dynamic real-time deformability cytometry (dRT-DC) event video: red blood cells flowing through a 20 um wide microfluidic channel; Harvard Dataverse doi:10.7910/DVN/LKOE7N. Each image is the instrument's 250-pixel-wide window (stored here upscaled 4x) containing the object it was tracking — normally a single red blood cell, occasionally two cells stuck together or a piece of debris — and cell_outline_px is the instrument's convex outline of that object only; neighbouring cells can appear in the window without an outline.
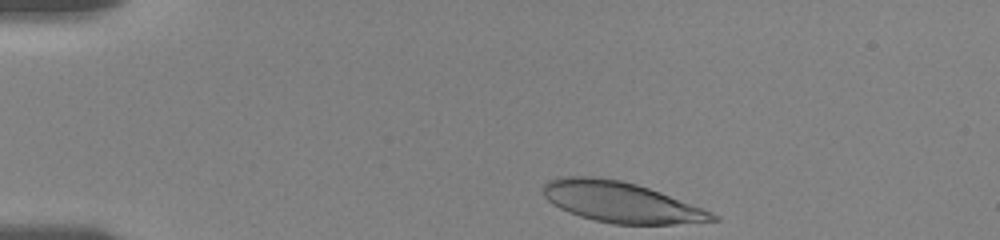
{"species": "human", "species_latin": "Homo sapiens", "temperature_condition": "room temperature", "stored_images_in_passage": 38, "camera_frame_rate_fps": 3000, "um_per_image_px": 0.085, "donor": {"sex": "female"}, "frame": {"image": 1, "passage_image": 1, "time_ms": 0.0, "image_size_px": [1000, 240], "cell_outline_px": [[720, 220], [672, 224], [612, 224], [580, 216], [568, 212], [552, 204], [544, 196], [544, 184], [548, 180], [560, 176], [592, 176], [620, 180], [636, 184], [660, 192], [712, 212], [720, 216]], "centroid_in_image_um": [52.76, 17.18], "position_along_channel_um": 32.2, "area_um2": 39.82}}
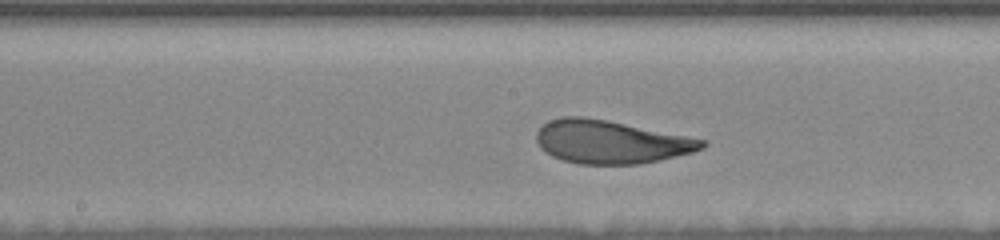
{"frame": {"image": 2, "passage_image": 20, "time_ms": 6.333, "image_size_px": [1000, 240], "cell_outline_px": [[708, 144], [704, 148], [692, 152], [640, 164], [576, 164], [560, 160], [552, 156], [540, 148], [536, 140], [536, 132], [548, 120], [564, 116], [584, 116], [708, 140]], "centroid_in_image_um": [51.88, 12.06], "position_along_channel_um": 196.3, "area_um2": 41.62}}
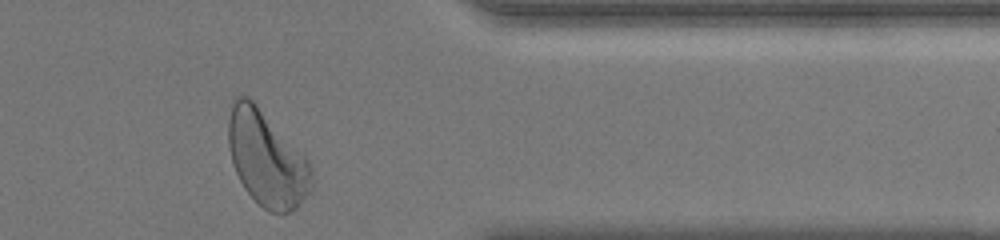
{"frame": {"image": 3, "passage_image": 37, "time_ms": 12.0, "image_size_px": [1000, 240], "cell_outline_px": [[312, 188], [300, 204], [296, 208], [284, 216], [272, 212], [264, 208], [244, 188], [236, 172], [232, 160], [228, 144], [228, 120], [232, 100], [236, 96], [248, 96], [256, 104], [312, 164]], "centroid_in_image_um": [22.67, 13.51], "position_along_channel_um": 388.7, "area_um2": 45.89}, "authors_computed_cell_mechanics": {"area_um2": 41.8761, "velocity_mm_per_s": 3.5892, "shape_relaxation_time_tau1_ms": 4.0747, "shape_relaxation_time_tau2_ms": 0.7764, "deformation_change_tau1": 0.1684, "deformation_change_tau2": 0.0721}}